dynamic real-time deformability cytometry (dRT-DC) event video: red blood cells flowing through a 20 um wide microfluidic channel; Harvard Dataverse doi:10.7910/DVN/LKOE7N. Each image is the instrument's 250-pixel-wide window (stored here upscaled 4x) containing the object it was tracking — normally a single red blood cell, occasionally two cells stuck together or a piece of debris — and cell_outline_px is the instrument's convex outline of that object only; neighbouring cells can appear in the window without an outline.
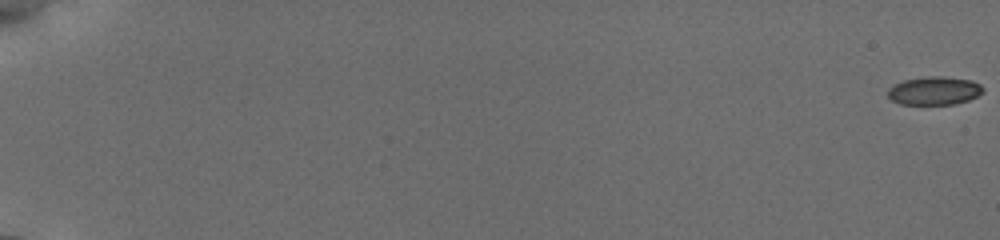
{"species": "common noctule bat (a hibernating species)", "species_latin": "Nyctalus noctula", "temperature_condition": "cold", "stored_images_in_passage": 81, "camera_frame_rate_fps": 3000, "um_per_image_px": 0.085, "animal": {"sex": "female", "body_mass_g": 19.5, "forearm_length_mm": 54.1}, "frame": {"image": 1, "passage_image": 1, "time_ms": 0.0, "image_size_px": [1000, 240], "cell_outline_px": [[984, 92], [968, 100], [952, 104], [900, 104], [892, 100], [888, 96], [888, 88], [904, 80], [928, 76], [940, 76], [972, 80], [980, 84], [984, 88]], "centroid_in_image_um": [79.43, 7.71], "position_along_channel_um": 5.6, "area_um2": 15.61}}
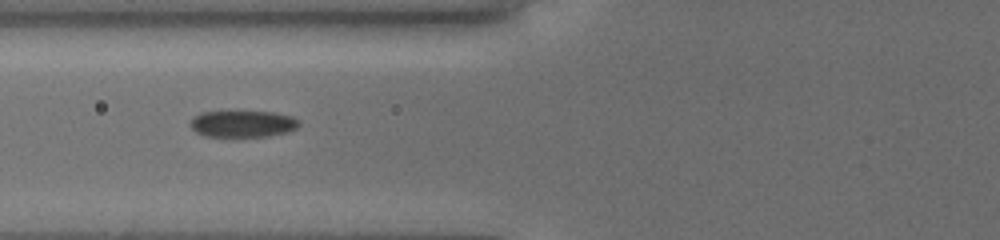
{"frame": {"image": 2, "passage_image": 44, "time_ms": 8.333, "image_size_px": [1000, 240], "cell_outline_px": [[300, 124], [296, 128], [288, 132], [268, 136], [236, 140], [204, 136], [196, 132], [192, 128], [192, 120], [200, 112], [272, 112], [292, 116], [300, 120]], "centroid_in_image_um": [20.65, 10.59], "position_along_channel_um": 105.1, "area_um2": 17.57}}
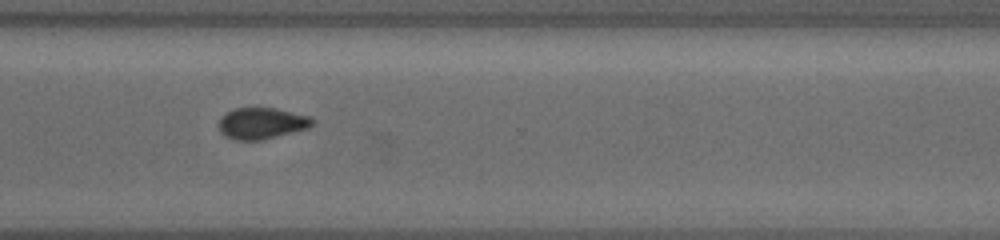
{"frame": {"image": 3, "passage_image": 80, "time_ms": 14.667, "image_size_px": [1000, 240], "cell_outline_px": [[312, 124], [308, 128], [260, 140], [236, 140], [220, 132], [220, 120], [228, 112], [236, 108], [276, 108], [308, 116], [312, 120]], "centroid_in_image_um": [22.24, 10.48], "position_along_channel_um": 348.4, "area_um2": 16.53}}